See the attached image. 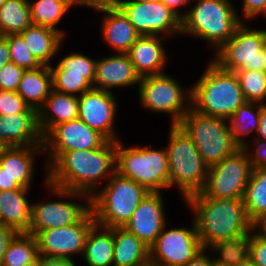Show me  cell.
<instances>
[{
    "label": "cell",
    "mask_w": 266,
    "mask_h": 266,
    "mask_svg": "<svg viewBox=\"0 0 266 266\" xmlns=\"http://www.w3.org/2000/svg\"><path fill=\"white\" fill-rule=\"evenodd\" d=\"M29 0H7L0 7V35L18 34L32 24Z\"/></svg>",
    "instance_id": "obj_32"
},
{
    "label": "cell",
    "mask_w": 266,
    "mask_h": 266,
    "mask_svg": "<svg viewBox=\"0 0 266 266\" xmlns=\"http://www.w3.org/2000/svg\"><path fill=\"white\" fill-rule=\"evenodd\" d=\"M40 266H77L74 260L40 256Z\"/></svg>",
    "instance_id": "obj_46"
},
{
    "label": "cell",
    "mask_w": 266,
    "mask_h": 266,
    "mask_svg": "<svg viewBox=\"0 0 266 266\" xmlns=\"http://www.w3.org/2000/svg\"><path fill=\"white\" fill-rule=\"evenodd\" d=\"M51 73L53 89L58 92L81 96L93 89L95 74L67 73V70H51Z\"/></svg>",
    "instance_id": "obj_36"
},
{
    "label": "cell",
    "mask_w": 266,
    "mask_h": 266,
    "mask_svg": "<svg viewBox=\"0 0 266 266\" xmlns=\"http://www.w3.org/2000/svg\"><path fill=\"white\" fill-rule=\"evenodd\" d=\"M117 54L97 60L93 89L112 91L113 87L139 85L141 77L128 54Z\"/></svg>",
    "instance_id": "obj_20"
},
{
    "label": "cell",
    "mask_w": 266,
    "mask_h": 266,
    "mask_svg": "<svg viewBox=\"0 0 266 266\" xmlns=\"http://www.w3.org/2000/svg\"><path fill=\"white\" fill-rule=\"evenodd\" d=\"M266 14V0H243L242 17L255 18L257 15Z\"/></svg>",
    "instance_id": "obj_44"
},
{
    "label": "cell",
    "mask_w": 266,
    "mask_h": 266,
    "mask_svg": "<svg viewBox=\"0 0 266 266\" xmlns=\"http://www.w3.org/2000/svg\"><path fill=\"white\" fill-rule=\"evenodd\" d=\"M38 256L36 237L28 233H17L6 249L1 266H23Z\"/></svg>",
    "instance_id": "obj_35"
},
{
    "label": "cell",
    "mask_w": 266,
    "mask_h": 266,
    "mask_svg": "<svg viewBox=\"0 0 266 266\" xmlns=\"http://www.w3.org/2000/svg\"><path fill=\"white\" fill-rule=\"evenodd\" d=\"M116 6L141 36L164 35L168 38L171 34L173 36L181 33V19L160 0L154 2L119 0Z\"/></svg>",
    "instance_id": "obj_13"
},
{
    "label": "cell",
    "mask_w": 266,
    "mask_h": 266,
    "mask_svg": "<svg viewBox=\"0 0 266 266\" xmlns=\"http://www.w3.org/2000/svg\"><path fill=\"white\" fill-rule=\"evenodd\" d=\"M161 192H149L139 203L125 228L147 246H151L166 227L163 198Z\"/></svg>",
    "instance_id": "obj_18"
},
{
    "label": "cell",
    "mask_w": 266,
    "mask_h": 266,
    "mask_svg": "<svg viewBox=\"0 0 266 266\" xmlns=\"http://www.w3.org/2000/svg\"><path fill=\"white\" fill-rule=\"evenodd\" d=\"M230 0H197L181 20V33L198 36L218 50L243 22Z\"/></svg>",
    "instance_id": "obj_6"
},
{
    "label": "cell",
    "mask_w": 266,
    "mask_h": 266,
    "mask_svg": "<svg viewBox=\"0 0 266 266\" xmlns=\"http://www.w3.org/2000/svg\"><path fill=\"white\" fill-rule=\"evenodd\" d=\"M32 24L46 26L58 30L64 37L63 31L56 28L63 15L75 4V0H36L28 2Z\"/></svg>",
    "instance_id": "obj_31"
},
{
    "label": "cell",
    "mask_w": 266,
    "mask_h": 266,
    "mask_svg": "<svg viewBox=\"0 0 266 266\" xmlns=\"http://www.w3.org/2000/svg\"><path fill=\"white\" fill-rule=\"evenodd\" d=\"M0 139L8 146H43L37 112L0 116Z\"/></svg>",
    "instance_id": "obj_21"
},
{
    "label": "cell",
    "mask_w": 266,
    "mask_h": 266,
    "mask_svg": "<svg viewBox=\"0 0 266 266\" xmlns=\"http://www.w3.org/2000/svg\"><path fill=\"white\" fill-rule=\"evenodd\" d=\"M185 201L195 212L196 230L205 250L220 240L250 235L255 229L243 199H215L199 192Z\"/></svg>",
    "instance_id": "obj_2"
},
{
    "label": "cell",
    "mask_w": 266,
    "mask_h": 266,
    "mask_svg": "<svg viewBox=\"0 0 266 266\" xmlns=\"http://www.w3.org/2000/svg\"><path fill=\"white\" fill-rule=\"evenodd\" d=\"M16 234L17 232L12 227L0 222V266L2 265L6 249Z\"/></svg>",
    "instance_id": "obj_45"
},
{
    "label": "cell",
    "mask_w": 266,
    "mask_h": 266,
    "mask_svg": "<svg viewBox=\"0 0 266 266\" xmlns=\"http://www.w3.org/2000/svg\"><path fill=\"white\" fill-rule=\"evenodd\" d=\"M256 133V138L266 140V103H260L259 127Z\"/></svg>",
    "instance_id": "obj_49"
},
{
    "label": "cell",
    "mask_w": 266,
    "mask_h": 266,
    "mask_svg": "<svg viewBox=\"0 0 266 266\" xmlns=\"http://www.w3.org/2000/svg\"><path fill=\"white\" fill-rule=\"evenodd\" d=\"M106 141L102 134L79 118L58 124L43 137V153H51L46 168L63 152L96 149Z\"/></svg>",
    "instance_id": "obj_15"
},
{
    "label": "cell",
    "mask_w": 266,
    "mask_h": 266,
    "mask_svg": "<svg viewBox=\"0 0 266 266\" xmlns=\"http://www.w3.org/2000/svg\"><path fill=\"white\" fill-rule=\"evenodd\" d=\"M250 235L220 240L211 246L209 250L219 253L214 259L216 263L227 266H245L249 263Z\"/></svg>",
    "instance_id": "obj_34"
},
{
    "label": "cell",
    "mask_w": 266,
    "mask_h": 266,
    "mask_svg": "<svg viewBox=\"0 0 266 266\" xmlns=\"http://www.w3.org/2000/svg\"><path fill=\"white\" fill-rule=\"evenodd\" d=\"M255 151L248 157L251 162L252 168H264L266 169V140L255 138Z\"/></svg>",
    "instance_id": "obj_43"
},
{
    "label": "cell",
    "mask_w": 266,
    "mask_h": 266,
    "mask_svg": "<svg viewBox=\"0 0 266 266\" xmlns=\"http://www.w3.org/2000/svg\"><path fill=\"white\" fill-rule=\"evenodd\" d=\"M114 266H150V247L123 227L114 228Z\"/></svg>",
    "instance_id": "obj_27"
},
{
    "label": "cell",
    "mask_w": 266,
    "mask_h": 266,
    "mask_svg": "<svg viewBox=\"0 0 266 266\" xmlns=\"http://www.w3.org/2000/svg\"><path fill=\"white\" fill-rule=\"evenodd\" d=\"M259 118L260 103L246 101L243 105L239 106L228 119L233 139L240 148L244 147L247 142L246 139L242 138L243 135H249L254 130L255 133L257 132L259 127Z\"/></svg>",
    "instance_id": "obj_33"
},
{
    "label": "cell",
    "mask_w": 266,
    "mask_h": 266,
    "mask_svg": "<svg viewBox=\"0 0 266 266\" xmlns=\"http://www.w3.org/2000/svg\"><path fill=\"white\" fill-rule=\"evenodd\" d=\"M254 229L250 233L249 263L253 266H266V238Z\"/></svg>",
    "instance_id": "obj_42"
},
{
    "label": "cell",
    "mask_w": 266,
    "mask_h": 266,
    "mask_svg": "<svg viewBox=\"0 0 266 266\" xmlns=\"http://www.w3.org/2000/svg\"><path fill=\"white\" fill-rule=\"evenodd\" d=\"M262 54H263V57H264V61L266 63V36H265V39H264L263 45H262Z\"/></svg>",
    "instance_id": "obj_55"
},
{
    "label": "cell",
    "mask_w": 266,
    "mask_h": 266,
    "mask_svg": "<svg viewBox=\"0 0 266 266\" xmlns=\"http://www.w3.org/2000/svg\"><path fill=\"white\" fill-rule=\"evenodd\" d=\"M119 0H75V4L87 6L92 9L116 6Z\"/></svg>",
    "instance_id": "obj_47"
},
{
    "label": "cell",
    "mask_w": 266,
    "mask_h": 266,
    "mask_svg": "<svg viewBox=\"0 0 266 266\" xmlns=\"http://www.w3.org/2000/svg\"><path fill=\"white\" fill-rule=\"evenodd\" d=\"M116 142V172L145 187L149 192L169 188V165L166 148H124Z\"/></svg>",
    "instance_id": "obj_8"
},
{
    "label": "cell",
    "mask_w": 266,
    "mask_h": 266,
    "mask_svg": "<svg viewBox=\"0 0 266 266\" xmlns=\"http://www.w3.org/2000/svg\"><path fill=\"white\" fill-rule=\"evenodd\" d=\"M132 1H139V2H154L157 0H132Z\"/></svg>",
    "instance_id": "obj_57"
},
{
    "label": "cell",
    "mask_w": 266,
    "mask_h": 266,
    "mask_svg": "<svg viewBox=\"0 0 266 266\" xmlns=\"http://www.w3.org/2000/svg\"><path fill=\"white\" fill-rule=\"evenodd\" d=\"M97 60L84 54L71 53L64 56L56 67L50 66V70H67V73L95 74Z\"/></svg>",
    "instance_id": "obj_39"
},
{
    "label": "cell",
    "mask_w": 266,
    "mask_h": 266,
    "mask_svg": "<svg viewBox=\"0 0 266 266\" xmlns=\"http://www.w3.org/2000/svg\"><path fill=\"white\" fill-rule=\"evenodd\" d=\"M23 266H40V255L34 261Z\"/></svg>",
    "instance_id": "obj_53"
},
{
    "label": "cell",
    "mask_w": 266,
    "mask_h": 266,
    "mask_svg": "<svg viewBox=\"0 0 266 266\" xmlns=\"http://www.w3.org/2000/svg\"><path fill=\"white\" fill-rule=\"evenodd\" d=\"M115 172L116 142L107 140L96 149L63 152L47 168L44 182L51 189V195L78 196L90 203L98 190V181L109 179Z\"/></svg>",
    "instance_id": "obj_1"
},
{
    "label": "cell",
    "mask_w": 266,
    "mask_h": 266,
    "mask_svg": "<svg viewBox=\"0 0 266 266\" xmlns=\"http://www.w3.org/2000/svg\"><path fill=\"white\" fill-rule=\"evenodd\" d=\"M19 34L41 66H51L50 61L59 52L64 40L58 30L35 24H31Z\"/></svg>",
    "instance_id": "obj_26"
},
{
    "label": "cell",
    "mask_w": 266,
    "mask_h": 266,
    "mask_svg": "<svg viewBox=\"0 0 266 266\" xmlns=\"http://www.w3.org/2000/svg\"><path fill=\"white\" fill-rule=\"evenodd\" d=\"M24 72L25 69L13 62L4 64L0 69V90L17 92Z\"/></svg>",
    "instance_id": "obj_41"
},
{
    "label": "cell",
    "mask_w": 266,
    "mask_h": 266,
    "mask_svg": "<svg viewBox=\"0 0 266 266\" xmlns=\"http://www.w3.org/2000/svg\"><path fill=\"white\" fill-rule=\"evenodd\" d=\"M21 112L37 111L30 108L17 92L0 90V116Z\"/></svg>",
    "instance_id": "obj_40"
},
{
    "label": "cell",
    "mask_w": 266,
    "mask_h": 266,
    "mask_svg": "<svg viewBox=\"0 0 266 266\" xmlns=\"http://www.w3.org/2000/svg\"><path fill=\"white\" fill-rule=\"evenodd\" d=\"M95 224L90 209L74 224L40 231L35 236L39 255L70 260H73L71 256L75 253L83 256L87 235Z\"/></svg>",
    "instance_id": "obj_14"
},
{
    "label": "cell",
    "mask_w": 266,
    "mask_h": 266,
    "mask_svg": "<svg viewBox=\"0 0 266 266\" xmlns=\"http://www.w3.org/2000/svg\"><path fill=\"white\" fill-rule=\"evenodd\" d=\"M243 201L248 217L254 224L266 216V169H252Z\"/></svg>",
    "instance_id": "obj_30"
},
{
    "label": "cell",
    "mask_w": 266,
    "mask_h": 266,
    "mask_svg": "<svg viewBox=\"0 0 266 266\" xmlns=\"http://www.w3.org/2000/svg\"><path fill=\"white\" fill-rule=\"evenodd\" d=\"M181 87L175 78L165 73L141 77L138 87L140 102L152 112L170 114L171 125H178L191 108V88L185 91ZM186 101H190L187 107Z\"/></svg>",
    "instance_id": "obj_11"
},
{
    "label": "cell",
    "mask_w": 266,
    "mask_h": 266,
    "mask_svg": "<svg viewBox=\"0 0 266 266\" xmlns=\"http://www.w3.org/2000/svg\"><path fill=\"white\" fill-rule=\"evenodd\" d=\"M4 37L7 39L9 47L10 62L15 63L25 70H34L41 66L27 48L23 37L19 33L8 34Z\"/></svg>",
    "instance_id": "obj_38"
},
{
    "label": "cell",
    "mask_w": 266,
    "mask_h": 266,
    "mask_svg": "<svg viewBox=\"0 0 266 266\" xmlns=\"http://www.w3.org/2000/svg\"><path fill=\"white\" fill-rule=\"evenodd\" d=\"M10 62L9 47L7 44V39L0 35V69Z\"/></svg>",
    "instance_id": "obj_50"
},
{
    "label": "cell",
    "mask_w": 266,
    "mask_h": 266,
    "mask_svg": "<svg viewBox=\"0 0 266 266\" xmlns=\"http://www.w3.org/2000/svg\"><path fill=\"white\" fill-rule=\"evenodd\" d=\"M79 119L97 130L107 140L117 142L114 120L117 111L115 95L111 91L91 89L78 96Z\"/></svg>",
    "instance_id": "obj_16"
},
{
    "label": "cell",
    "mask_w": 266,
    "mask_h": 266,
    "mask_svg": "<svg viewBox=\"0 0 266 266\" xmlns=\"http://www.w3.org/2000/svg\"><path fill=\"white\" fill-rule=\"evenodd\" d=\"M43 146H9L0 156V191L31 187L34 157Z\"/></svg>",
    "instance_id": "obj_17"
},
{
    "label": "cell",
    "mask_w": 266,
    "mask_h": 266,
    "mask_svg": "<svg viewBox=\"0 0 266 266\" xmlns=\"http://www.w3.org/2000/svg\"><path fill=\"white\" fill-rule=\"evenodd\" d=\"M204 250L195 259L191 260L184 266H211V257ZM205 252V253H204Z\"/></svg>",
    "instance_id": "obj_51"
},
{
    "label": "cell",
    "mask_w": 266,
    "mask_h": 266,
    "mask_svg": "<svg viewBox=\"0 0 266 266\" xmlns=\"http://www.w3.org/2000/svg\"><path fill=\"white\" fill-rule=\"evenodd\" d=\"M266 30L249 28L242 22L216 52L213 59L222 69L266 71V63L262 54V45Z\"/></svg>",
    "instance_id": "obj_10"
},
{
    "label": "cell",
    "mask_w": 266,
    "mask_h": 266,
    "mask_svg": "<svg viewBox=\"0 0 266 266\" xmlns=\"http://www.w3.org/2000/svg\"><path fill=\"white\" fill-rule=\"evenodd\" d=\"M166 7L174 12L181 20L186 16V13L180 12L178 8L184 5H188L190 0H160Z\"/></svg>",
    "instance_id": "obj_48"
},
{
    "label": "cell",
    "mask_w": 266,
    "mask_h": 266,
    "mask_svg": "<svg viewBox=\"0 0 266 266\" xmlns=\"http://www.w3.org/2000/svg\"><path fill=\"white\" fill-rule=\"evenodd\" d=\"M89 210L90 203L84 205L69 201L33 203L28 234L36 236L43 230L69 226L78 222Z\"/></svg>",
    "instance_id": "obj_19"
},
{
    "label": "cell",
    "mask_w": 266,
    "mask_h": 266,
    "mask_svg": "<svg viewBox=\"0 0 266 266\" xmlns=\"http://www.w3.org/2000/svg\"><path fill=\"white\" fill-rule=\"evenodd\" d=\"M7 0H0V7L6 2Z\"/></svg>",
    "instance_id": "obj_58"
},
{
    "label": "cell",
    "mask_w": 266,
    "mask_h": 266,
    "mask_svg": "<svg viewBox=\"0 0 266 266\" xmlns=\"http://www.w3.org/2000/svg\"><path fill=\"white\" fill-rule=\"evenodd\" d=\"M29 189L0 191V222L17 233H28L31 225L32 204L26 197Z\"/></svg>",
    "instance_id": "obj_25"
},
{
    "label": "cell",
    "mask_w": 266,
    "mask_h": 266,
    "mask_svg": "<svg viewBox=\"0 0 266 266\" xmlns=\"http://www.w3.org/2000/svg\"><path fill=\"white\" fill-rule=\"evenodd\" d=\"M192 228L163 230L150 246V266H184L205 249L193 220Z\"/></svg>",
    "instance_id": "obj_12"
},
{
    "label": "cell",
    "mask_w": 266,
    "mask_h": 266,
    "mask_svg": "<svg viewBox=\"0 0 266 266\" xmlns=\"http://www.w3.org/2000/svg\"><path fill=\"white\" fill-rule=\"evenodd\" d=\"M255 229L261 230L258 232L266 238V216L255 224Z\"/></svg>",
    "instance_id": "obj_52"
},
{
    "label": "cell",
    "mask_w": 266,
    "mask_h": 266,
    "mask_svg": "<svg viewBox=\"0 0 266 266\" xmlns=\"http://www.w3.org/2000/svg\"><path fill=\"white\" fill-rule=\"evenodd\" d=\"M149 191L115 172L107 185L90 198V209L97 225L106 228L124 227Z\"/></svg>",
    "instance_id": "obj_4"
},
{
    "label": "cell",
    "mask_w": 266,
    "mask_h": 266,
    "mask_svg": "<svg viewBox=\"0 0 266 266\" xmlns=\"http://www.w3.org/2000/svg\"><path fill=\"white\" fill-rule=\"evenodd\" d=\"M113 250L114 228L95 224L87 235L84 247L83 260L87 266L113 265Z\"/></svg>",
    "instance_id": "obj_29"
},
{
    "label": "cell",
    "mask_w": 266,
    "mask_h": 266,
    "mask_svg": "<svg viewBox=\"0 0 266 266\" xmlns=\"http://www.w3.org/2000/svg\"><path fill=\"white\" fill-rule=\"evenodd\" d=\"M211 266H227V265L216 263L215 261H213V258H211Z\"/></svg>",
    "instance_id": "obj_56"
},
{
    "label": "cell",
    "mask_w": 266,
    "mask_h": 266,
    "mask_svg": "<svg viewBox=\"0 0 266 266\" xmlns=\"http://www.w3.org/2000/svg\"><path fill=\"white\" fill-rule=\"evenodd\" d=\"M163 36L142 35L131 46L128 56L140 77L163 74L167 56L161 40Z\"/></svg>",
    "instance_id": "obj_22"
},
{
    "label": "cell",
    "mask_w": 266,
    "mask_h": 266,
    "mask_svg": "<svg viewBox=\"0 0 266 266\" xmlns=\"http://www.w3.org/2000/svg\"><path fill=\"white\" fill-rule=\"evenodd\" d=\"M245 102L236 73L222 69L213 60L191 87V107L204 115L228 120Z\"/></svg>",
    "instance_id": "obj_3"
},
{
    "label": "cell",
    "mask_w": 266,
    "mask_h": 266,
    "mask_svg": "<svg viewBox=\"0 0 266 266\" xmlns=\"http://www.w3.org/2000/svg\"><path fill=\"white\" fill-rule=\"evenodd\" d=\"M228 124V120L201 114L191 107L178 126L192 139L205 164L211 167L240 148Z\"/></svg>",
    "instance_id": "obj_7"
},
{
    "label": "cell",
    "mask_w": 266,
    "mask_h": 266,
    "mask_svg": "<svg viewBox=\"0 0 266 266\" xmlns=\"http://www.w3.org/2000/svg\"><path fill=\"white\" fill-rule=\"evenodd\" d=\"M95 10L105 14L101 33L104 40L116 50L115 52L127 54L141 35L117 6L100 7Z\"/></svg>",
    "instance_id": "obj_23"
},
{
    "label": "cell",
    "mask_w": 266,
    "mask_h": 266,
    "mask_svg": "<svg viewBox=\"0 0 266 266\" xmlns=\"http://www.w3.org/2000/svg\"><path fill=\"white\" fill-rule=\"evenodd\" d=\"M248 150L246 143L218 164L209 167L205 187L200 193L215 199H243L253 169Z\"/></svg>",
    "instance_id": "obj_9"
},
{
    "label": "cell",
    "mask_w": 266,
    "mask_h": 266,
    "mask_svg": "<svg viewBox=\"0 0 266 266\" xmlns=\"http://www.w3.org/2000/svg\"><path fill=\"white\" fill-rule=\"evenodd\" d=\"M235 73L246 101L264 104L266 99V71L237 70Z\"/></svg>",
    "instance_id": "obj_37"
},
{
    "label": "cell",
    "mask_w": 266,
    "mask_h": 266,
    "mask_svg": "<svg viewBox=\"0 0 266 266\" xmlns=\"http://www.w3.org/2000/svg\"><path fill=\"white\" fill-rule=\"evenodd\" d=\"M53 89L52 73L49 66H40L34 70H25L17 93L24 102L38 111Z\"/></svg>",
    "instance_id": "obj_28"
},
{
    "label": "cell",
    "mask_w": 266,
    "mask_h": 266,
    "mask_svg": "<svg viewBox=\"0 0 266 266\" xmlns=\"http://www.w3.org/2000/svg\"><path fill=\"white\" fill-rule=\"evenodd\" d=\"M78 96L52 89L44 105L37 111L38 127L44 137L54 126L79 118Z\"/></svg>",
    "instance_id": "obj_24"
},
{
    "label": "cell",
    "mask_w": 266,
    "mask_h": 266,
    "mask_svg": "<svg viewBox=\"0 0 266 266\" xmlns=\"http://www.w3.org/2000/svg\"><path fill=\"white\" fill-rule=\"evenodd\" d=\"M166 151L169 188L176 185L184 199L201 192L207 181L209 167L203 161L192 139L178 125H171Z\"/></svg>",
    "instance_id": "obj_5"
},
{
    "label": "cell",
    "mask_w": 266,
    "mask_h": 266,
    "mask_svg": "<svg viewBox=\"0 0 266 266\" xmlns=\"http://www.w3.org/2000/svg\"><path fill=\"white\" fill-rule=\"evenodd\" d=\"M9 146L0 139V156Z\"/></svg>",
    "instance_id": "obj_54"
}]
</instances>
